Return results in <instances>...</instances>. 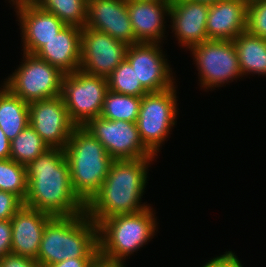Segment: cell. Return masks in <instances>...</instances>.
I'll use <instances>...</instances> for the list:
<instances>
[{"label": "cell", "mask_w": 266, "mask_h": 267, "mask_svg": "<svg viewBox=\"0 0 266 267\" xmlns=\"http://www.w3.org/2000/svg\"><path fill=\"white\" fill-rule=\"evenodd\" d=\"M25 167L28 180L25 206L51 216H73L85 212V204L72 188L64 149L49 148Z\"/></svg>", "instance_id": "cell-1"}, {"label": "cell", "mask_w": 266, "mask_h": 267, "mask_svg": "<svg viewBox=\"0 0 266 267\" xmlns=\"http://www.w3.org/2000/svg\"><path fill=\"white\" fill-rule=\"evenodd\" d=\"M155 158L113 160L100 189L85 205L87 216L99 224L112 216L147 209L150 205L141 201L149 183L148 168Z\"/></svg>", "instance_id": "cell-2"}, {"label": "cell", "mask_w": 266, "mask_h": 267, "mask_svg": "<svg viewBox=\"0 0 266 267\" xmlns=\"http://www.w3.org/2000/svg\"><path fill=\"white\" fill-rule=\"evenodd\" d=\"M98 257V224L84 212L53 216L45 226L36 260L45 267L70 258Z\"/></svg>", "instance_id": "cell-3"}, {"label": "cell", "mask_w": 266, "mask_h": 267, "mask_svg": "<svg viewBox=\"0 0 266 267\" xmlns=\"http://www.w3.org/2000/svg\"><path fill=\"white\" fill-rule=\"evenodd\" d=\"M74 193L86 205L109 173L113 158L83 126H76L64 148Z\"/></svg>", "instance_id": "cell-4"}, {"label": "cell", "mask_w": 266, "mask_h": 267, "mask_svg": "<svg viewBox=\"0 0 266 267\" xmlns=\"http://www.w3.org/2000/svg\"><path fill=\"white\" fill-rule=\"evenodd\" d=\"M155 214L152 206H149L137 213L103 219L98 224L99 257L126 263L130 255L137 253L157 234Z\"/></svg>", "instance_id": "cell-5"}, {"label": "cell", "mask_w": 266, "mask_h": 267, "mask_svg": "<svg viewBox=\"0 0 266 267\" xmlns=\"http://www.w3.org/2000/svg\"><path fill=\"white\" fill-rule=\"evenodd\" d=\"M176 86L177 83L164 91L150 92L142 96L136 123L143 144L156 158L162 144L177 124L179 103Z\"/></svg>", "instance_id": "cell-6"}, {"label": "cell", "mask_w": 266, "mask_h": 267, "mask_svg": "<svg viewBox=\"0 0 266 267\" xmlns=\"http://www.w3.org/2000/svg\"><path fill=\"white\" fill-rule=\"evenodd\" d=\"M63 76L64 73L45 60L23 52L21 64L2 84L29 104L61 96Z\"/></svg>", "instance_id": "cell-7"}, {"label": "cell", "mask_w": 266, "mask_h": 267, "mask_svg": "<svg viewBox=\"0 0 266 267\" xmlns=\"http://www.w3.org/2000/svg\"><path fill=\"white\" fill-rule=\"evenodd\" d=\"M201 88L214 90L242 78L237 50L230 40H207L189 49ZM222 85V86H221Z\"/></svg>", "instance_id": "cell-8"}, {"label": "cell", "mask_w": 266, "mask_h": 267, "mask_svg": "<svg viewBox=\"0 0 266 267\" xmlns=\"http://www.w3.org/2000/svg\"><path fill=\"white\" fill-rule=\"evenodd\" d=\"M108 91L107 78L89 75L81 70L64 74L61 97L71 121L84 126L90 119L100 117Z\"/></svg>", "instance_id": "cell-9"}, {"label": "cell", "mask_w": 266, "mask_h": 267, "mask_svg": "<svg viewBox=\"0 0 266 267\" xmlns=\"http://www.w3.org/2000/svg\"><path fill=\"white\" fill-rule=\"evenodd\" d=\"M83 127L104 146L114 160L155 157L143 144L137 123L96 117Z\"/></svg>", "instance_id": "cell-10"}, {"label": "cell", "mask_w": 266, "mask_h": 267, "mask_svg": "<svg viewBox=\"0 0 266 267\" xmlns=\"http://www.w3.org/2000/svg\"><path fill=\"white\" fill-rule=\"evenodd\" d=\"M128 47L106 33L83 27L79 70L107 78L126 59Z\"/></svg>", "instance_id": "cell-11"}, {"label": "cell", "mask_w": 266, "mask_h": 267, "mask_svg": "<svg viewBox=\"0 0 266 267\" xmlns=\"http://www.w3.org/2000/svg\"><path fill=\"white\" fill-rule=\"evenodd\" d=\"M161 47V43H136L129 45L127 50L126 59L148 93L164 91L176 83L175 72Z\"/></svg>", "instance_id": "cell-12"}, {"label": "cell", "mask_w": 266, "mask_h": 267, "mask_svg": "<svg viewBox=\"0 0 266 267\" xmlns=\"http://www.w3.org/2000/svg\"><path fill=\"white\" fill-rule=\"evenodd\" d=\"M29 125L49 148L64 149L76 127L61 96L29 103Z\"/></svg>", "instance_id": "cell-13"}, {"label": "cell", "mask_w": 266, "mask_h": 267, "mask_svg": "<svg viewBox=\"0 0 266 267\" xmlns=\"http://www.w3.org/2000/svg\"><path fill=\"white\" fill-rule=\"evenodd\" d=\"M20 23L23 52L35 54L46 42L50 41L66 26L51 12L43 10L33 1L12 4Z\"/></svg>", "instance_id": "cell-14"}, {"label": "cell", "mask_w": 266, "mask_h": 267, "mask_svg": "<svg viewBox=\"0 0 266 267\" xmlns=\"http://www.w3.org/2000/svg\"><path fill=\"white\" fill-rule=\"evenodd\" d=\"M85 27L106 33L128 45L137 43L127 11V0H87Z\"/></svg>", "instance_id": "cell-15"}, {"label": "cell", "mask_w": 266, "mask_h": 267, "mask_svg": "<svg viewBox=\"0 0 266 267\" xmlns=\"http://www.w3.org/2000/svg\"><path fill=\"white\" fill-rule=\"evenodd\" d=\"M209 4L189 1L174 0L170 5L168 28L172 29L175 39L180 47L190 49L208 40L206 22Z\"/></svg>", "instance_id": "cell-16"}, {"label": "cell", "mask_w": 266, "mask_h": 267, "mask_svg": "<svg viewBox=\"0 0 266 267\" xmlns=\"http://www.w3.org/2000/svg\"><path fill=\"white\" fill-rule=\"evenodd\" d=\"M169 4L147 0H127V11L137 43H161L167 40ZM166 17V18H165ZM166 19V20H165ZM165 36V37H164ZM164 38V39H163Z\"/></svg>", "instance_id": "cell-17"}, {"label": "cell", "mask_w": 266, "mask_h": 267, "mask_svg": "<svg viewBox=\"0 0 266 267\" xmlns=\"http://www.w3.org/2000/svg\"><path fill=\"white\" fill-rule=\"evenodd\" d=\"M48 213L23 205L11 218V253L37 259Z\"/></svg>", "instance_id": "cell-18"}, {"label": "cell", "mask_w": 266, "mask_h": 267, "mask_svg": "<svg viewBox=\"0 0 266 267\" xmlns=\"http://www.w3.org/2000/svg\"><path fill=\"white\" fill-rule=\"evenodd\" d=\"M248 0H218L209 4L206 22L208 40L233 41L246 31Z\"/></svg>", "instance_id": "cell-19"}, {"label": "cell", "mask_w": 266, "mask_h": 267, "mask_svg": "<svg viewBox=\"0 0 266 267\" xmlns=\"http://www.w3.org/2000/svg\"><path fill=\"white\" fill-rule=\"evenodd\" d=\"M82 28L66 25L54 38L46 42L35 55L62 73H73L80 68Z\"/></svg>", "instance_id": "cell-20"}, {"label": "cell", "mask_w": 266, "mask_h": 267, "mask_svg": "<svg viewBox=\"0 0 266 267\" xmlns=\"http://www.w3.org/2000/svg\"><path fill=\"white\" fill-rule=\"evenodd\" d=\"M29 125V104L0 85V128L11 142Z\"/></svg>", "instance_id": "cell-21"}, {"label": "cell", "mask_w": 266, "mask_h": 267, "mask_svg": "<svg viewBox=\"0 0 266 267\" xmlns=\"http://www.w3.org/2000/svg\"><path fill=\"white\" fill-rule=\"evenodd\" d=\"M233 43L243 77L249 74L266 76V39L245 31L239 34Z\"/></svg>", "instance_id": "cell-22"}, {"label": "cell", "mask_w": 266, "mask_h": 267, "mask_svg": "<svg viewBox=\"0 0 266 267\" xmlns=\"http://www.w3.org/2000/svg\"><path fill=\"white\" fill-rule=\"evenodd\" d=\"M142 97L124 95L111 90L106 92L101 118L112 121H129L136 123Z\"/></svg>", "instance_id": "cell-23"}, {"label": "cell", "mask_w": 266, "mask_h": 267, "mask_svg": "<svg viewBox=\"0 0 266 267\" xmlns=\"http://www.w3.org/2000/svg\"><path fill=\"white\" fill-rule=\"evenodd\" d=\"M43 10L51 12L66 25L85 27L87 0H33Z\"/></svg>", "instance_id": "cell-24"}, {"label": "cell", "mask_w": 266, "mask_h": 267, "mask_svg": "<svg viewBox=\"0 0 266 267\" xmlns=\"http://www.w3.org/2000/svg\"><path fill=\"white\" fill-rule=\"evenodd\" d=\"M47 149L43 139L28 125L11 141L10 158L26 166Z\"/></svg>", "instance_id": "cell-25"}, {"label": "cell", "mask_w": 266, "mask_h": 267, "mask_svg": "<svg viewBox=\"0 0 266 267\" xmlns=\"http://www.w3.org/2000/svg\"><path fill=\"white\" fill-rule=\"evenodd\" d=\"M0 190L12 193L24 202L28 191L25 165L11 158L0 160Z\"/></svg>", "instance_id": "cell-26"}, {"label": "cell", "mask_w": 266, "mask_h": 267, "mask_svg": "<svg viewBox=\"0 0 266 267\" xmlns=\"http://www.w3.org/2000/svg\"><path fill=\"white\" fill-rule=\"evenodd\" d=\"M107 81L108 90L117 93L136 97H142L148 93L140 84V80H137L135 71L127 59L107 77Z\"/></svg>", "instance_id": "cell-27"}, {"label": "cell", "mask_w": 266, "mask_h": 267, "mask_svg": "<svg viewBox=\"0 0 266 267\" xmlns=\"http://www.w3.org/2000/svg\"><path fill=\"white\" fill-rule=\"evenodd\" d=\"M246 31L266 39V0H248Z\"/></svg>", "instance_id": "cell-28"}, {"label": "cell", "mask_w": 266, "mask_h": 267, "mask_svg": "<svg viewBox=\"0 0 266 267\" xmlns=\"http://www.w3.org/2000/svg\"><path fill=\"white\" fill-rule=\"evenodd\" d=\"M23 205L16 195L0 190V220H11Z\"/></svg>", "instance_id": "cell-29"}, {"label": "cell", "mask_w": 266, "mask_h": 267, "mask_svg": "<svg viewBox=\"0 0 266 267\" xmlns=\"http://www.w3.org/2000/svg\"><path fill=\"white\" fill-rule=\"evenodd\" d=\"M201 267H244L235 252L227 251L208 260Z\"/></svg>", "instance_id": "cell-30"}, {"label": "cell", "mask_w": 266, "mask_h": 267, "mask_svg": "<svg viewBox=\"0 0 266 267\" xmlns=\"http://www.w3.org/2000/svg\"><path fill=\"white\" fill-rule=\"evenodd\" d=\"M0 267H41L40 263L30 257L7 253L0 258Z\"/></svg>", "instance_id": "cell-31"}, {"label": "cell", "mask_w": 266, "mask_h": 267, "mask_svg": "<svg viewBox=\"0 0 266 267\" xmlns=\"http://www.w3.org/2000/svg\"><path fill=\"white\" fill-rule=\"evenodd\" d=\"M12 226L11 220H0V258L11 253Z\"/></svg>", "instance_id": "cell-32"}, {"label": "cell", "mask_w": 266, "mask_h": 267, "mask_svg": "<svg viewBox=\"0 0 266 267\" xmlns=\"http://www.w3.org/2000/svg\"><path fill=\"white\" fill-rule=\"evenodd\" d=\"M97 258H70L45 267H91Z\"/></svg>", "instance_id": "cell-33"}, {"label": "cell", "mask_w": 266, "mask_h": 267, "mask_svg": "<svg viewBox=\"0 0 266 267\" xmlns=\"http://www.w3.org/2000/svg\"><path fill=\"white\" fill-rule=\"evenodd\" d=\"M11 142L6 137L5 133L0 128V160L10 158Z\"/></svg>", "instance_id": "cell-34"}, {"label": "cell", "mask_w": 266, "mask_h": 267, "mask_svg": "<svg viewBox=\"0 0 266 267\" xmlns=\"http://www.w3.org/2000/svg\"><path fill=\"white\" fill-rule=\"evenodd\" d=\"M91 267H126L124 262H113L98 257Z\"/></svg>", "instance_id": "cell-35"}, {"label": "cell", "mask_w": 266, "mask_h": 267, "mask_svg": "<svg viewBox=\"0 0 266 267\" xmlns=\"http://www.w3.org/2000/svg\"><path fill=\"white\" fill-rule=\"evenodd\" d=\"M189 1H195V2H201V3H207V4H213L218 0H189Z\"/></svg>", "instance_id": "cell-36"}, {"label": "cell", "mask_w": 266, "mask_h": 267, "mask_svg": "<svg viewBox=\"0 0 266 267\" xmlns=\"http://www.w3.org/2000/svg\"><path fill=\"white\" fill-rule=\"evenodd\" d=\"M147 1H157V2H162L164 4L171 5L174 0H147Z\"/></svg>", "instance_id": "cell-37"}, {"label": "cell", "mask_w": 266, "mask_h": 267, "mask_svg": "<svg viewBox=\"0 0 266 267\" xmlns=\"http://www.w3.org/2000/svg\"><path fill=\"white\" fill-rule=\"evenodd\" d=\"M23 1H33V0H9L8 3H10L11 5L17 2H23Z\"/></svg>", "instance_id": "cell-38"}]
</instances>
